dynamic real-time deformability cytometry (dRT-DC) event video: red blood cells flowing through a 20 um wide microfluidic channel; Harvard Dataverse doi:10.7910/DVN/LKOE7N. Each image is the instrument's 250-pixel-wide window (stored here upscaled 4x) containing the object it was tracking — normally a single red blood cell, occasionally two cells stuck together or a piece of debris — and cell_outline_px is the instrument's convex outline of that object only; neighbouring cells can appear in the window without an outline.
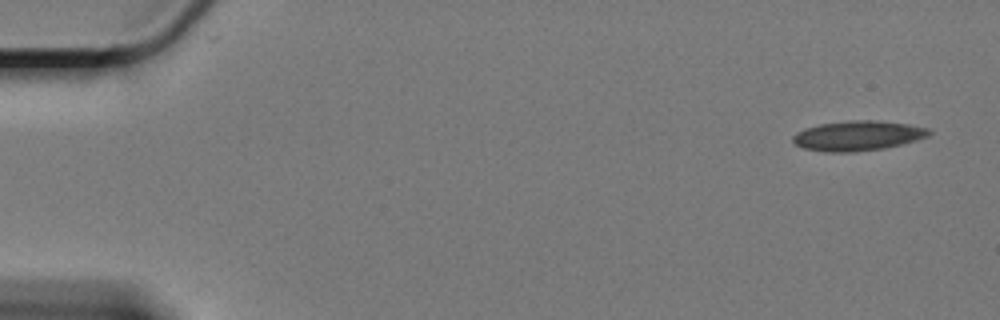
{"species": "Egyptian fruit bat (a non-hibernating species)", "species_latin": "Rousettus aegyptiacus", "temperature_condition": "cold", "stored_images_in_passage": 58, "camera_frame_rate_fps": 3000, "um_per_image_px": 0.085, "animal": {"sex": "female"}, "frame": {"image": 1, "passage_image": 1, "time_ms": 0.0, "image_size_px": [1000, 320], "cell_outline_px": [[932, 132], [928, 136], [916, 140], [884, 148], [852, 152], [828, 152], [804, 148], [796, 144], [792, 140], [792, 136], [796, 132], [804, 128], [820, 124], [852, 120], [872, 120], [908, 124], [928, 128]], "centroid_in_image_um": [72.89, 11.53], "position_along_channel_um": 12.1, "area_um2": 23.52}}
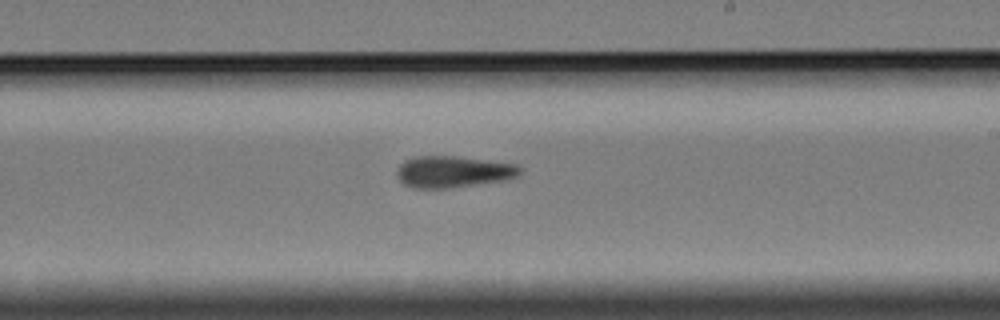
{"frame": {"image": 2, "passage_image": 34, "time_ms": 11.0, "image_size_px": [1000, 320], "cell_outline_px": [[520, 172], [516, 176], [504, 180], [448, 188], [412, 188], [404, 184], [396, 176], [396, 172], [400, 164], [404, 160], [412, 156], [456, 156], [516, 164], [520, 168]], "centroid_in_image_um": [38.45, 14.59], "position_along_channel_um": 250.6, "area_um2": 22.54}}
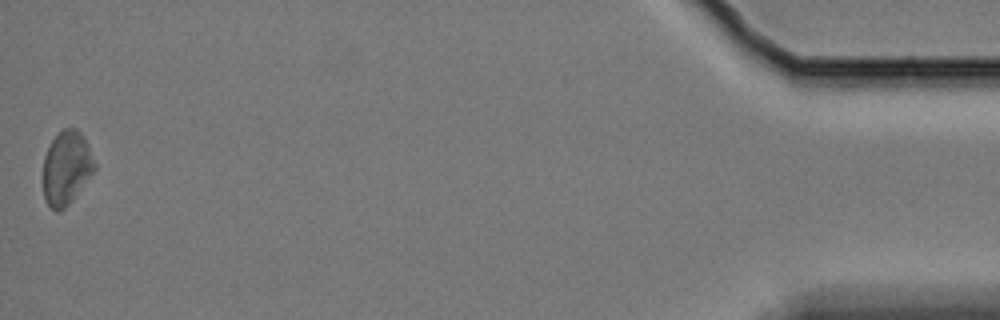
{"frame": {"image": 3, "passage_image": 58, "time_ms": 19.0, "image_size_px": [1000, 320], "cell_outline_px": [[96, 168], [72, 200], [60, 212], [56, 212], [48, 204], [44, 196], [44, 156], [52, 140], [64, 128], [76, 128], [84, 136], [96, 164]], "centroid_in_image_um": [5.66, 14.26], "position_along_channel_um": 429.5, "area_um2": 21.79}}